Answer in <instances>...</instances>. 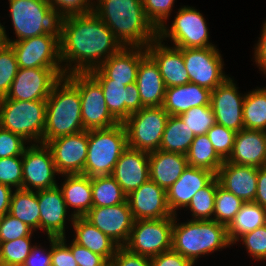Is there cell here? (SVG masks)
Listing matches in <instances>:
<instances>
[{"instance_id": "14", "label": "cell", "mask_w": 266, "mask_h": 266, "mask_svg": "<svg viewBox=\"0 0 266 266\" xmlns=\"http://www.w3.org/2000/svg\"><path fill=\"white\" fill-rule=\"evenodd\" d=\"M65 76L63 68H19L6 99L47 100L54 85Z\"/></svg>"}, {"instance_id": "4", "label": "cell", "mask_w": 266, "mask_h": 266, "mask_svg": "<svg viewBox=\"0 0 266 266\" xmlns=\"http://www.w3.org/2000/svg\"><path fill=\"white\" fill-rule=\"evenodd\" d=\"M233 245L228 229L215 220H188L177 224L174 215L172 250L188 258L193 264L201 256Z\"/></svg>"}, {"instance_id": "22", "label": "cell", "mask_w": 266, "mask_h": 266, "mask_svg": "<svg viewBox=\"0 0 266 266\" xmlns=\"http://www.w3.org/2000/svg\"><path fill=\"white\" fill-rule=\"evenodd\" d=\"M147 54L156 62L166 88L190 82L183 53L177 47L166 46L157 37L146 47Z\"/></svg>"}, {"instance_id": "28", "label": "cell", "mask_w": 266, "mask_h": 266, "mask_svg": "<svg viewBox=\"0 0 266 266\" xmlns=\"http://www.w3.org/2000/svg\"><path fill=\"white\" fill-rule=\"evenodd\" d=\"M135 83L143 107L163 105L166 87L156 62L148 54L140 60Z\"/></svg>"}, {"instance_id": "45", "label": "cell", "mask_w": 266, "mask_h": 266, "mask_svg": "<svg viewBox=\"0 0 266 266\" xmlns=\"http://www.w3.org/2000/svg\"><path fill=\"white\" fill-rule=\"evenodd\" d=\"M22 156L0 158V183L11 188L22 189Z\"/></svg>"}, {"instance_id": "56", "label": "cell", "mask_w": 266, "mask_h": 266, "mask_svg": "<svg viewBox=\"0 0 266 266\" xmlns=\"http://www.w3.org/2000/svg\"><path fill=\"white\" fill-rule=\"evenodd\" d=\"M261 37L255 46V62L261 71L266 75V21L262 26Z\"/></svg>"}, {"instance_id": "24", "label": "cell", "mask_w": 266, "mask_h": 266, "mask_svg": "<svg viewBox=\"0 0 266 266\" xmlns=\"http://www.w3.org/2000/svg\"><path fill=\"white\" fill-rule=\"evenodd\" d=\"M40 208V229L45 230L48 237L65 236L67 205L62 191L56 187L37 191Z\"/></svg>"}, {"instance_id": "25", "label": "cell", "mask_w": 266, "mask_h": 266, "mask_svg": "<svg viewBox=\"0 0 266 266\" xmlns=\"http://www.w3.org/2000/svg\"><path fill=\"white\" fill-rule=\"evenodd\" d=\"M216 176L223 188L239 197L244 203L254 202L258 168L224 161Z\"/></svg>"}, {"instance_id": "13", "label": "cell", "mask_w": 266, "mask_h": 266, "mask_svg": "<svg viewBox=\"0 0 266 266\" xmlns=\"http://www.w3.org/2000/svg\"><path fill=\"white\" fill-rule=\"evenodd\" d=\"M19 68H63L60 34H44L9 44Z\"/></svg>"}, {"instance_id": "38", "label": "cell", "mask_w": 266, "mask_h": 266, "mask_svg": "<svg viewBox=\"0 0 266 266\" xmlns=\"http://www.w3.org/2000/svg\"><path fill=\"white\" fill-rule=\"evenodd\" d=\"M243 123L244 129L266 131V87L245 94Z\"/></svg>"}, {"instance_id": "2", "label": "cell", "mask_w": 266, "mask_h": 266, "mask_svg": "<svg viewBox=\"0 0 266 266\" xmlns=\"http://www.w3.org/2000/svg\"><path fill=\"white\" fill-rule=\"evenodd\" d=\"M93 12L122 47L146 48L157 38V29L145 16L142 0H97Z\"/></svg>"}, {"instance_id": "50", "label": "cell", "mask_w": 266, "mask_h": 266, "mask_svg": "<svg viewBox=\"0 0 266 266\" xmlns=\"http://www.w3.org/2000/svg\"><path fill=\"white\" fill-rule=\"evenodd\" d=\"M26 142L20 135L0 127V158L22 156Z\"/></svg>"}, {"instance_id": "23", "label": "cell", "mask_w": 266, "mask_h": 266, "mask_svg": "<svg viewBox=\"0 0 266 266\" xmlns=\"http://www.w3.org/2000/svg\"><path fill=\"white\" fill-rule=\"evenodd\" d=\"M96 80L101 85L109 112L119 123L143 108L136 83L125 86L111 79Z\"/></svg>"}, {"instance_id": "21", "label": "cell", "mask_w": 266, "mask_h": 266, "mask_svg": "<svg viewBox=\"0 0 266 266\" xmlns=\"http://www.w3.org/2000/svg\"><path fill=\"white\" fill-rule=\"evenodd\" d=\"M111 176L128 195L150 179L149 153L127 147L114 166Z\"/></svg>"}, {"instance_id": "58", "label": "cell", "mask_w": 266, "mask_h": 266, "mask_svg": "<svg viewBox=\"0 0 266 266\" xmlns=\"http://www.w3.org/2000/svg\"><path fill=\"white\" fill-rule=\"evenodd\" d=\"M12 190L10 186L0 183V217L9 213Z\"/></svg>"}, {"instance_id": "11", "label": "cell", "mask_w": 266, "mask_h": 266, "mask_svg": "<svg viewBox=\"0 0 266 266\" xmlns=\"http://www.w3.org/2000/svg\"><path fill=\"white\" fill-rule=\"evenodd\" d=\"M174 215L162 219L135 220L125 248L134 254L153 257L172 248Z\"/></svg>"}, {"instance_id": "44", "label": "cell", "mask_w": 266, "mask_h": 266, "mask_svg": "<svg viewBox=\"0 0 266 266\" xmlns=\"http://www.w3.org/2000/svg\"><path fill=\"white\" fill-rule=\"evenodd\" d=\"M217 154L226 161L233 149L236 132L215 124L206 133Z\"/></svg>"}, {"instance_id": "29", "label": "cell", "mask_w": 266, "mask_h": 266, "mask_svg": "<svg viewBox=\"0 0 266 266\" xmlns=\"http://www.w3.org/2000/svg\"><path fill=\"white\" fill-rule=\"evenodd\" d=\"M188 166L186 155L157 150L149 153L150 179L166 191Z\"/></svg>"}, {"instance_id": "60", "label": "cell", "mask_w": 266, "mask_h": 266, "mask_svg": "<svg viewBox=\"0 0 266 266\" xmlns=\"http://www.w3.org/2000/svg\"><path fill=\"white\" fill-rule=\"evenodd\" d=\"M102 266H115L114 263L112 262V260L107 261L105 264H103Z\"/></svg>"}, {"instance_id": "5", "label": "cell", "mask_w": 266, "mask_h": 266, "mask_svg": "<svg viewBox=\"0 0 266 266\" xmlns=\"http://www.w3.org/2000/svg\"><path fill=\"white\" fill-rule=\"evenodd\" d=\"M127 147V131L123 123L106 129L88 130L84 175L89 177L111 175Z\"/></svg>"}, {"instance_id": "61", "label": "cell", "mask_w": 266, "mask_h": 266, "mask_svg": "<svg viewBox=\"0 0 266 266\" xmlns=\"http://www.w3.org/2000/svg\"><path fill=\"white\" fill-rule=\"evenodd\" d=\"M265 211V225H266V208H264Z\"/></svg>"}, {"instance_id": "37", "label": "cell", "mask_w": 266, "mask_h": 266, "mask_svg": "<svg viewBox=\"0 0 266 266\" xmlns=\"http://www.w3.org/2000/svg\"><path fill=\"white\" fill-rule=\"evenodd\" d=\"M93 207H110L124 203L127 195L111 175L91 177Z\"/></svg>"}, {"instance_id": "26", "label": "cell", "mask_w": 266, "mask_h": 266, "mask_svg": "<svg viewBox=\"0 0 266 266\" xmlns=\"http://www.w3.org/2000/svg\"><path fill=\"white\" fill-rule=\"evenodd\" d=\"M230 163L256 168L266 166V131L243 129L236 132Z\"/></svg>"}, {"instance_id": "33", "label": "cell", "mask_w": 266, "mask_h": 266, "mask_svg": "<svg viewBox=\"0 0 266 266\" xmlns=\"http://www.w3.org/2000/svg\"><path fill=\"white\" fill-rule=\"evenodd\" d=\"M9 214L27 224L34 231L40 229L37 191L15 189L11 195Z\"/></svg>"}, {"instance_id": "1", "label": "cell", "mask_w": 266, "mask_h": 266, "mask_svg": "<svg viewBox=\"0 0 266 266\" xmlns=\"http://www.w3.org/2000/svg\"><path fill=\"white\" fill-rule=\"evenodd\" d=\"M58 28L65 75L89 73L122 48L113 32L94 12L62 17Z\"/></svg>"}, {"instance_id": "7", "label": "cell", "mask_w": 266, "mask_h": 266, "mask_svg": "<svg viewBox=\"0 0 266 266\" xmlns=\"http://www.w3.org/2000/svg\"><path fill=\"white\" fill-rule=\"evenodd\" d=\"M9 12L17 39L7 44L44 34H60L59 18L44 0H9Z\"/></svg>"}, {"instance_id": "18", "label": "cell", "mask_w": 266, "mask_h": 266, "mask_svg": "<svg viewBox=\"0 0 266 266\" xmlns=\"http://www.w3.org/2000/svg\"><path fill=\"white\" fill-rule=\"evenodd\" d=\"M244 99L245 95L239 93L236 84L230 77L212 90L210 105L216 118V124L235 132L243 130Z\"/></svg>"}, {"instance_id": "36", "label": "cell", "mask_w": 266, "mask_h": 266, "mask_svg": "<svg viewBox=\"0 0 266 266\" xmlns=\"http://www.w3.org/2000/svg\"><path fill=\"white\" fill-rule=\"evenodd\" d=\"M264 224V208L254 202L244 203L234 220L227 227L229 240L234 244L244 233L253 231Z\"/></svg>"}, {"instance_id": "30", "label": "cell", "mask_w": 266, "mask_h": 266, "mask_svg": "<svg viewBox=\"0 0 266 266\" xmlns=\"http://www.w3.org/2000/svg\"><path fill=\"white\" fill-rule=\"evenodd\" d=\"M211 91L195 83L166 88L162 108L169 115L180 116L190 108L210 105Z\"/></svg>"}, {"instance_id": "46", "label": "cell", "mask_w": 266, "mask_h": 266, "mask_svg": "<svg viewBox=\"0 0 266 266\" xmlns=\"http://www.w3.org/2000/svg\"><path fill=\"white\" fill-rule=\"evenodd\" d=\"M34 230L27 224L6 213L0 217V242L32 237Z\"/></svg>"}, {"instance_id": "20", "label": "cell", "mask_w": 266, "mask_h": 266, "mask_svg": "<svg viewBox=\"0 0 266 266\" xmlns=\"http://www.w3.org/2000/svg\"><path fill=\"white\" fill-rule=\"evenodd\" d=\"M147 54L144 47H122L89 73L95 79H111L127 86L134 84L140 60Z\"/></svg>"}, {"instance_id": "19", "label": "cell", "mask_w": 266, "mask_h": 266, "mask_svg": "<svg viewBox=\"0 0 266 266\" xmlns=\"http://www.w3.org/2000/svg\"><path fill=\"white\" fill-rule=\"evenodd\" d=\"M126 200L134 220L162 219L173 216L168 206L166 190L151 179L129 193Z\"/></svg>"}, {"instance_id": "40", "label": "cell", "mask_w": 266, "mask_h": 266, "mask_svg": "<svg viewBox=\"0 0 266 266\" xmlns=\"http://www.w3.org/2000/svg\"><path fill=\"white\" fill-rule=\"evenodd\" d=\"M243 204L244 202L239 197L227 191L219 184L215 194L213 220L228 227Z\"/></svg>"}, {"instance_id": "41", "label": "cell", "mask_w": 266, "mask_h": 266, "mask_svg": "<svg viewBox=\"0 0 266 266\" xmlns=\"http://www.w3.org/2000/svg\"><path fill=\"white\" fill-rule=\"evenodd\" d=\"M32 247L31 237L0 242V266H23Z\"/></svg>"}, {"instance_id": "51", "label": "cell", "mask_w": 266, "mask_h": 266, "mask_svg": "<svg viewBox=\"0 0 266 266\" xmlns=\"http://www.w3.org/2000/svg\"><path fill=\"white\" fill-rule=\"evenodd\" d=\"M65 238L48 237L51 244V266H78Z\"/></svg>"}, {"instance_id": "52", "label": "cell", "mask_w": 266, "mask_h": 266, "mask_svg": "<svg viewBox=\"0 0 266 266\" xmlns=\"http://www.w3.org/2000/svg\"><path fill=\"white\" fill-rule=\"evenodd\" d=\"M67 246L71 249L72 255L78 266H102L107 262L103 256L78 245L73 240L71 244Z\"/></svg>"}, {"instance_id": "53", "label": "cell", "mask_w": 266, "mask_h": 266, "mask_svg": "<svg viewBox=\"0 0 266 266\" xmlns=\"http://www.w3.org/2000/svg\"><path fill=\"white\" fill-rule=\"evenodd\" d=\"M115 266H151V258L129 252L125 247H119L112 258Z\"/></svg>"}, {"instance_id": "15", "label": "cell", "mask_w": 266, "mask_h": 266, "mask_svg": "<svg viewBox=\"0 0 266 266\" xmlns=\"http://www.w3.org/2000/svg\"><path fill=\"white\" fill-rule=\"evenodd\" d=\"M22 154V189L39 191L56 187L57 172L52 153L46 144H29Z\"/></svg>"}, {"instance_id": "9", "label": "cell", "mask_w": 266, "mask_h": 266, "mask_svg": "<svg viewBox=\"0 0 266 266\" xmlns=\"http://www.w3.org/2000/svg\"><path fill=\"white\" fill-rule=\"evenodd\" d=\"M65 76L78 88L84 130L106 129L119 123L107 108L100 83L90 73Z\"/></svg>"}, {"instance_id": "55", "label": "cell", "mask_w": 266, "mask_h": 266, "mask_svg": "<svg viewBox=\"0 0 266 266\" xmlns=\"http://www.w3.org/2000/svg\"><path fill=\"white\" fill-rule=\"evenodd\" d=\"M33 245L29 256L23 266H51V249L48 251L43 247Z\"/></svg>"}, {"instance_id": "35", "label": "cell", "mask_w": 266, "mask_h": 266, "mask_svg": "<svg viewBox=\"0 0 266 266\" xmlns=\"http://www.w3.org/2000/svg\"><path fill=\"white\" fill-rule=\"evenodd\" d=\"M186 158L188 166L206 169L215 175L224 163L206 134L195 136L186 153Z\"/></svg>"}, {"instance_id": "27", "label": "cell", "mask_w": 266, "mask_h": 266, "mask_svg": "<svg viewBox=\"0 0 266 266\" xmlns=\"http://www.w3.org/2000/svg\"><path fill=\"white\" fill-rule=\"evenodd\" d=\"M216 175L206 169L187 166L180 178L166 191L168 206L173 215L186 208L198 190L204 188Z\"/></svg>"}, {"instance_id": "48", "label": "cell", "mask_w": 266, "mask_h": 266, "mask_svg": "<svg viewBox=\"0 0 266 266\" xmlns=\"http://www.w3.org/2000/svg\"><path fill=\"white\" fill-rule=\"evenodd\" d=\"M175 0H142L143 9L147 19L158 30L166 24L168 17L174 7Z\"/></svg>"}, {"instance_id": "42", "label": "cell", "mask_w": 266, "mask_h": 266, "mask_svg": "<svg viewBox=\"0 0 266 266\" xmlns=\"http://www.w3.org/2000/svg\"><path fill=\"white\" fill-rule=\"evenodd\" d=\"M180 117L195 136L206 134L216 124L211 105L190 108Z\"/></svg>"}, {"instance_id": "43", "label": "cell", "mask_w": 266, "mask_h": 266, "mask_svg": "<svg viewBox=\"0 0 266 266\" xmlns=\"http://www.w3.org/2000/svg\"><path fill=\"white\" fill-rule=\"evenodd\" d=\"M19 70L13 48L5 43L0 46V98L6 97Z\"/></svg>"}, {"instance_id": "59", "label": "cell", "mask_w": 266, "mask_h": 266, "mask_svg": "<svg viewBox=\"0 0 266 266\" xmlns=\"http://www.w3.org/2000/svg\"><path fill=\"white\" fill-rule=\"evenodd\" d=\"M5 38H8V36L6 35V30L0 23V46L6 43Z\"/></svg>"}, {"instance_id": "47", "label": "cell", "mask_w": 266, "mask_h": 266, "mask_svg": "<svg viewBox=\"0 0 266 266\" xmlns=\"http://www.w3.org/2000/svg\"><path fill=\"white\" fill-rule=\"evenodd\" d=\"M242 241L249 255L259 260H266V225L256 228L240 236L236 242Z\"/></svg>"}, {"instance_id": "34", "label": "cell", "mask_w": 266, "mask_h": 266, "mask_svg": "<svg viewBox=\"0 0 266 266\" xmlns=\"http://www.w3.org/2000/svg\"><path fill=\"white\" fill-rule=\"evenodd\" d=\"M194 138L180 116L169 115L159 150L186 155Z\"/></svg>"}, {"instance_id": "31", "label": "cell", "mask_w": 266, "mask_h": 266, "mask_svg": "<svg viewBox=\"0 0 266 266\" xmlns=\"http://www.w3.org/2000/svg\"><path fill=\"white\" fill-rule=\"evenodd\" d=\"M66 178L60 188L67 208L72 207L75 210L71 216L83 217L92 207V189L91 177L84 174H65Z\"/></svg>"}, {"instance_id": "32", "label": "cell", "mask_w": 266, "mask_h": 266, "mask_svg": "<svg viewBox=\"0 0 266 266\" xmlns=\"http://www.w3.org/2000/svg\"><path fill=\"white\" fill-rule=\"evenodd\" d=\"M72 225L75 231L73 239L78 245L112 260L119 246L106 234L87 221L84 217H74Z\"/></svg>"}, {"instance_id": "39", "label": "cell", "mask_w": 266, "mask_h": 266, "mask_svg": "<svg viewBox=\"0 0 266 266\" xmlns=\"http://www.w3.org/2000/svg\"><path fill=\"white\" fill-rule=\"evenodd\" d=\"M219 184V180L215 176L191 198L189 205L186 207H189L188 209L192 212L193 219L191 220H213L215 194Z\"/></svg>"}, {"instance_id": "17", "label": "cell", "mask_w": 266, "mask_h": 266, "mask_svg": "<svg viewBox=\"0 0 266 266\" xmlns=\"http://www.w3.org/2000/svg\"><path fill=\"white\" fill-rule=\"evenodd\" d=\"M83 217L119 247L128 242L135 221L127 200L115 206L92 207Z\"/></svg>"}, {"instance_id": "16", "label": "cell", "mask_w": 266, "mask_h": 266, "mask_svg": "<svg viewBox=\"0 0 266 266\" xmlns=\"http://www.w3.org/2000/svg\"><path fill=\"white\" fill-rule=\"evenodd\" d=\"M50 149L57 172L65 174H84L88 151V131L65 135L46 143Z\"/></svg>"}, {"instance_id": "10", "label": "cell", "mask_w": 266, "mask_h": 266, "mask_svg": "<svg viewBox=\"0 0 266 266\" xmlns=\"http://www.w3.org/2000/svg\"><path fill=\"white\" fill-rule=\"evenodd\" d=\"M170 28V29H169ZM163 24L157 30V37L169 38L173 41V46L177 48H205L215 47L209 43L208 27L203 15L190 6H183L178 9L171 27Z\"/></svg>"}, {"instance_id": "54", "label": "cell", "mask_w": 266, "mask_h": 266, "mask_svg": "<svg viewBox=\"0 0 266 266\" xmlns=\"http://www.w3.org/2000/svg\"><path fill=\"white\" fill-rule=\"evenodd\" d=\"M151 266H194V264L188 258L171 249L151 257Z\"/></svg>"}, {"instance_id": "8", "label": "cell", "mask_w": 266, "mask_h": 266, "mask_svg": "<svg viewBox=\"0 0 266 266\" xmlns=\"http://www.w3.org/2000/svg\"><path fill=\"white\" fill-rule=\"evenodd\" d=\"M168 117L162 106L143 107L132 113L123 122L128 147L148 153L159 150Z\"/></svg>"}, {"instance_id": "3", "label": "cell", "mask_w": 266, "mask_h": 266, "mask_svg": "<svg viewBox=\"0 0 266 266\" xmlns=\"http://www.w3.org/2000/svg\"><path fill=\"white\" fill-rule=\"evenodd\" d=\"M78 88L63 76L46 100V123L42 144L55 138L84 131Z\"/></svg>"}, {"instance_id": "49", "label": "cell", "mask_w": 266, "mask_h": 266, "mask_svg": "<svg viewBox=\"0 0 266 266\" xmlns=\"http://www.w3.org/2000/svg\"><path fill=\"white\" fill-rule=\"evenodd\" d=\"M93 0H49L54 14L60 19L69 15L93 12Z\"/></svg>"}, {"instance_id": "57", "label": "cell", "mask_w": 266, "mask_h": 266, "mask_svg": "<svg viewBox=\"0 0 266 266\" xmlns=\"http://www.w3.org/2000/svg\"><path fill=\"white\" fill-rule=\"evenodd\" d=\"M254 203L266 208V166L258 168L257 192Z\"/></svg>"}, {"instance_id": "12", "label": "cell", "mask_w": 266, "mask_h": 266, "mask_svg": "<svg viewBox=\"0 0 266 266\" xmlns=\"http://www.w3.org/2000/svg\"><path fill=\"white\" fill-rule=\"evenodd\" d=\"M216 47L179 48L183 53L190 82L210 91L229 77L224 74V61Z\"/></svg>"}, {"instance_id": "6", "label": "cell", "mask_w": 266, "mask_h": 266, "mask_svg": "<svg viewBox=\"0 0 266 266\" xmlns=\"http://www.w3.org/2000/svg\"><path fill=\"white\" fill-rule=\"evenodd\" d=\"M46 100L20 101L0 98V127L33 144L42 143Z\"/></svg>"}]
</instances>
